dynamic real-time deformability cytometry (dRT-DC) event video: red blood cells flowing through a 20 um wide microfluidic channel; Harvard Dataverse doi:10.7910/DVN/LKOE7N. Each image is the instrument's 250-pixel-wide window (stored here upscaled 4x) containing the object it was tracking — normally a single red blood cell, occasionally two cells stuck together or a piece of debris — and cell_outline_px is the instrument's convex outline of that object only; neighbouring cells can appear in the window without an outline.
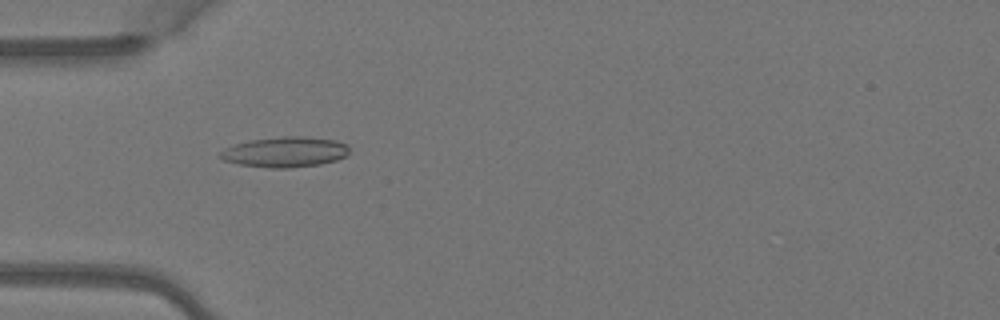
{"species": "Egyptian fruit bat (a non-hibernating species)", "species_latin": "Rousettus aegyptiacus", "temperature_condition": "warm", "stored_images_in_passage": 5, "camera_frame_rate_fps": 3000, "um_per_image_px": 0.085, "animal": {"sex": "female"}, "frame": {"image": 1, "passage_image": 4, "time_ms": 1.0, "image_size_px": [1000, 320], "cell_outline_px": [[348, 152], [344, 156], [336, 160], [320, 164], [288, 168], [268, 168], [240, 164], [224, 160], [216, 156], [224, 148], [248, 140], [284, 136], [300, 136], [336, 140], [348, 144]], "centroid_in_image_um": [24.2, 12.91], "position_along_channel_um": 60.8, "area_um2": 22.83}}
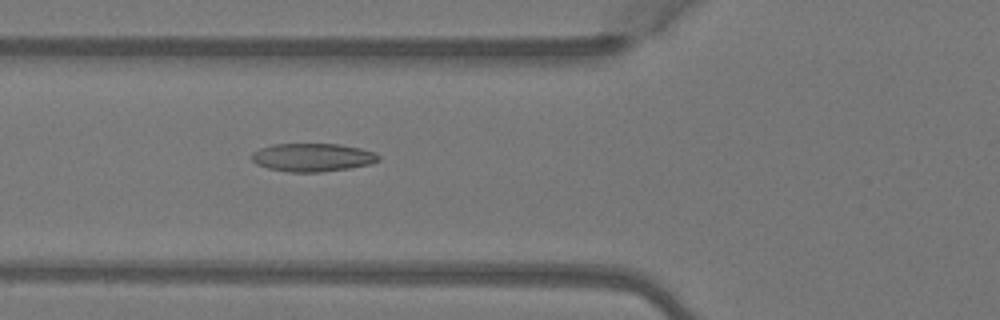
{"frame": {"image": 2, "passage_image": 5, "time_ms": 1.333, "image_size_px": [1000, 320], "cell_outline_px": [[380, 160], [368, 164], [348, 168], [320, 172], [288, 172], [268, 168], [256, 164], [252, 160], [252, 152], [260, 148], [272, 144], [340, 144], [360, 148], [376, 152], [380, 156]], "centroid_in_image_um": [26.56, 13.37], "position_along_channel_um": 99.2, "area_um2": 20.87}}